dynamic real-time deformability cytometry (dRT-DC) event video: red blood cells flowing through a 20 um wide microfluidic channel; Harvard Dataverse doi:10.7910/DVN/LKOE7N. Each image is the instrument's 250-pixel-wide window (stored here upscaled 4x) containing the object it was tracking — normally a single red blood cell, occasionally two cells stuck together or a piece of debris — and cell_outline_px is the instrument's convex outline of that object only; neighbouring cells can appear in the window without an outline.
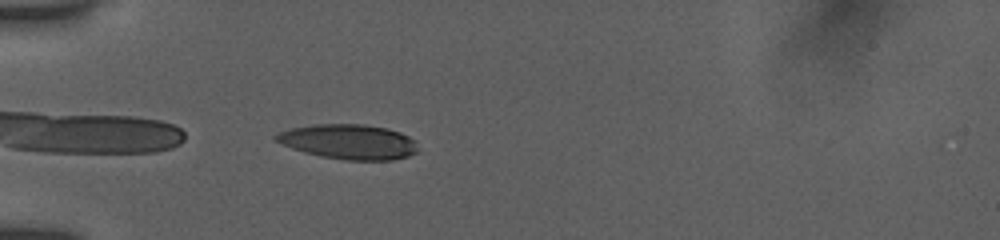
{"species": "human", "species_latin": "Homo sapiens", "temperature_condition": "room temperature", "stored_images_in_passage": 37, "camera_frame_rate_fps": 3000, "um_per_image_px": 0.085, "donor": {"sex": "female"}, "frame": {"image": 1, "passage_image": 1, "time_ms": 0.0, "image_size_px": [1000, 240], "cell_outline_px": [[416, 152], [408, 156], [392, 160], [348, 160], [320, 156], [304, 152], [292, 148], [272, 140], [272, 136], [280, 132], [292, 128], [312, 124], [364, 124], [388, 128], [400, 132], [416, 140]], "centroid_in_image_um": [29.63, 12.04], "position_along_channel_um": 55.4, "area_um2": 28.96}}
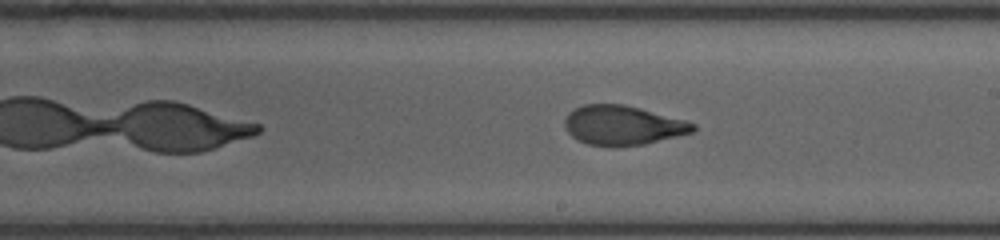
{"frame": {"image": 2, "passage_image": 16, "time_ms": 5.0, "image_size_px": [1000, 240], "cell_outline_px": [[696, 128], [692, 132], [644, 144], [588, 144], [576, 140], [568, 132], [564, 124], [564, 120], [568, 112], [584, 104], [624, 104], [640, 108], [684, 120], [696, 124]], "centroid_in_image_um": [52.9, 10.62], "position_along_channel_um": 236.1, "area_um2": 28.78}}
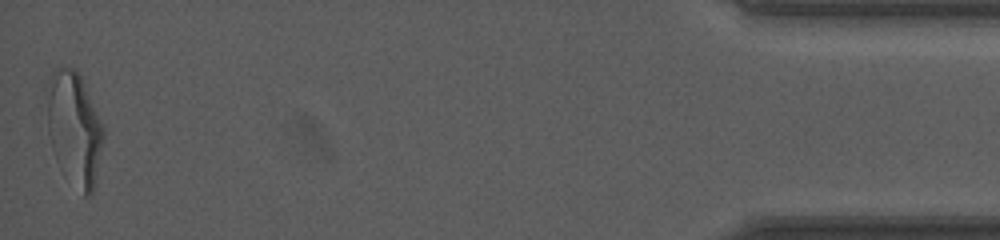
{"frame": {"image": 3, "passage_image": 37, "time_ms": 12.0, "image_size_px": [1000, 240], "cell_outline_px": [[104, 136], [92, 192], [88, 196], [84, 196], [48, 132], [40, 104], [44, 88], [52, 72], [56, 68], [72, 68], [80, 72], [104, 128]], "centroid_in_image_um": [6.26, 10.62], "position_along_channel_um": 428.9, "area_um2": 36.3}, "authors_computed_cell_mechanics": {"area_um2": 29.9404, "velocity_mm_per_s": 3.9078, "shape_relaxation_time_tau1_ms": 5.6469, "shape_relaxation_time_tau2_ms": 1.1445, "deformation_change_tau1": 0.2283, "deformation_change_tau2": 0.0744}}